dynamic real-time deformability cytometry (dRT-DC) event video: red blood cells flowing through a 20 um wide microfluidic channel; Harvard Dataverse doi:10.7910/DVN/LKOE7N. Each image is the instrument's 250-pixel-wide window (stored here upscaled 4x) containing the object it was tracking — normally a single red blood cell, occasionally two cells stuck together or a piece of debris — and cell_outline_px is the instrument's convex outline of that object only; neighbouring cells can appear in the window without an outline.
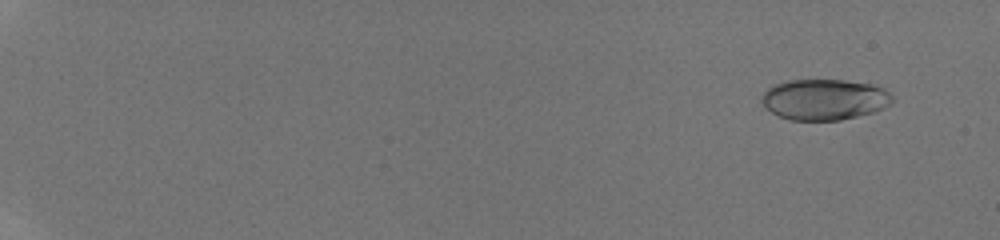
{"species": "human", "species_latin": "Homo sapiens", "temperature_condition": "room temperature", "stored_images_in_passage": 17, "camera_frame_rate_fps": 3000, "um_per_image_px": 0.085, "donor": {"sex": "male"}, "frame": {"image": 1, "passage_image": 3, "time_ms": 1.0, "image_size_px": [1000, 240], "cell_outline_px": [[892, 104], [884, 108], [872, 112], [840, 120], [788, 120], [772, 112], [760, 100], [760, 96], [768, 88], [776, 84], [788, 80], [844, 80], [872, 84], [884, 88], [892, 96]], "centroid_in_image_um": [70.08, 8.45], "position_along_channel_um": 14.9, "area_um2": 31.04}}
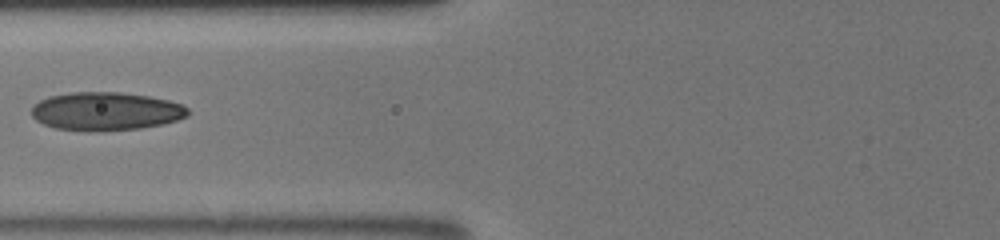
{"frame": {"image": 2, "passage_image": 15, "time_ms": 8.333, "image_size_px": [1000, 240], "cell_outline_px": [[188, 116], [164, 124], [140, 128], [100, 132], [88, 132], [56, 128], [44, 124], [36, 120], [32, 116], [32, 108], [40, 100], [48, 96], [72, 92], [120, 92], [148, 96], [168, 100], [180, 104], [188, 108]], "centroid_in_image_um": [8.99, 9.47], "position_along_channel_um": 116.8, "area_um2": 35.08}}
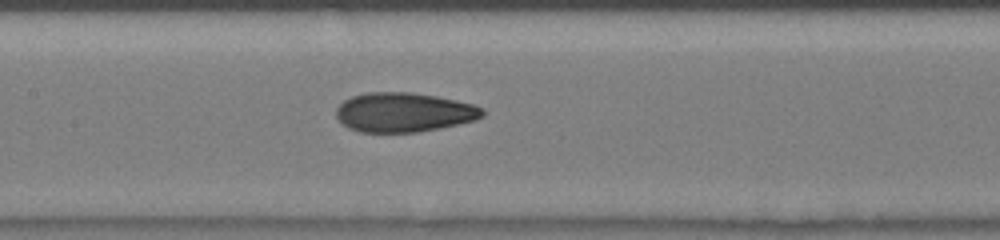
{"frame": {"image": 3, "passage_image": 17, "time_ms": 9.667, "image_size_px": [1000, 240], "cell_outline_px": [[484, 116], [476, 120], [440, 128], [420, 132], [360, 132], [348, 128], [336, 116], [336, 108], [344, 100], [352, 96], [364, 92], [412, 92], [436, 96], [456, 100], [472, 104], [484, 108]], "centroid_in_image_um": [34.34, 9.54], "position_along_channel_um": 173.1, "area_um2": 33.76}}